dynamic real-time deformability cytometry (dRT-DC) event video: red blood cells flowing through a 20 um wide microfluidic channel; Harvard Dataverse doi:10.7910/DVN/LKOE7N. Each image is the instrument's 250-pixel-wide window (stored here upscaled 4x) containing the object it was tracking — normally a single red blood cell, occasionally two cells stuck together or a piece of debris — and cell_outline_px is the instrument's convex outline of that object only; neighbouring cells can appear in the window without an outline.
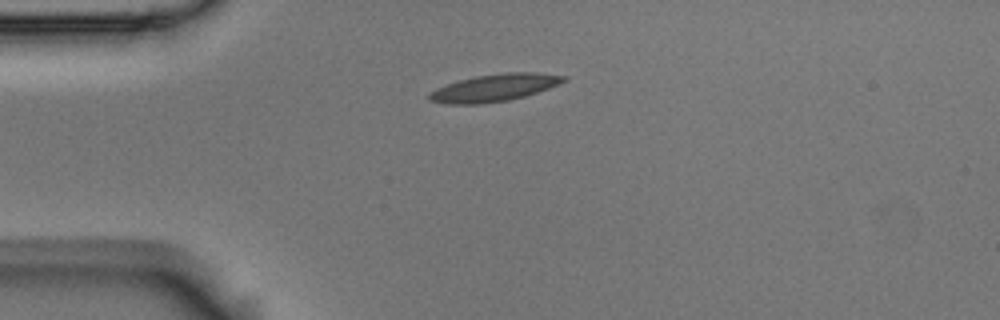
{"species": "Egyptian fruit bat (a non-hibernating species)", "species_latin": "Rousettus aegyptiacus", "temperature_condition": "room temperature", "stored_images_in_passage": 5, "camera_frame_rate_fps": 3000, "um_per_image_px": 0.085, "animal": {"sex": "male"}, "frame": {"image": 1, "passage_image": 1, "time_ms": 0.0, "image_size_px": [1000, 320], "cell_outline_px": [[568, 80], [548, 88], [524, 96], [508, 100], [480, 104], [448, 104], [428, 100], [428, 96], [436, 88], [460, 80], [476, 76], [504, 72], [536, 72], [568, 76]], "centroid_in_image_um": [42.05, 7.45], "position_along_channel_um": 42.9, "area_um2": 21.21}}
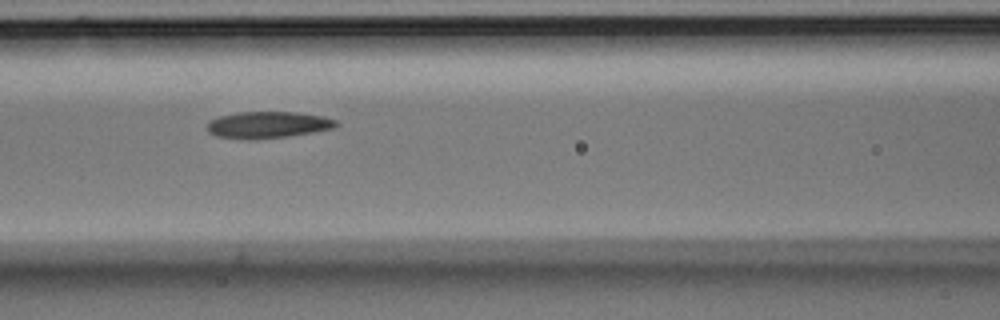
{"frame": {"image": 2, "passage_image": 4, "time_ms": 1.0, "image_size_px": [1000, 320], "cell_outline_px": [[340, 124], [332, 128], [312, 132], [288, 136], [248, 140], [216, 136], [208, 132], [208, 120], [220, 116], [240, 112], [296, 112], [324, 116], [336, 120]], "centroid_in_image_um": [22.76, 10.61], "position_along_channel_um": 143.8, "area_um2": 20.0}}
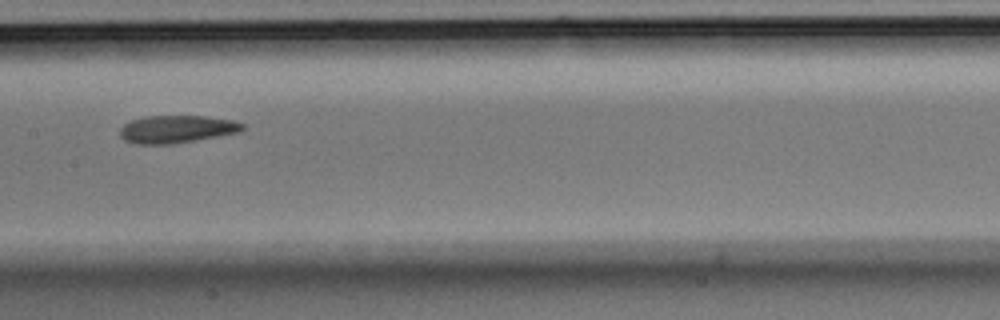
{"frame": {"image": 3, "passage_image": 5, "time_ms": 1.333, "image_size_px": [1000, 320], "cell_outline_px": [[244, 128], [240, 132], [196, 140], [172, 144], [136, 144], [124, 140], [120, 136], [120, 128], [124, 124], [132, 120], [144, 116], [204, 116], [232, 120], [244, 124]], "centroid_in_image_um": [15.0, 10.98], "position_along_channel_um": 192.4, "area_um2": 19.71}}